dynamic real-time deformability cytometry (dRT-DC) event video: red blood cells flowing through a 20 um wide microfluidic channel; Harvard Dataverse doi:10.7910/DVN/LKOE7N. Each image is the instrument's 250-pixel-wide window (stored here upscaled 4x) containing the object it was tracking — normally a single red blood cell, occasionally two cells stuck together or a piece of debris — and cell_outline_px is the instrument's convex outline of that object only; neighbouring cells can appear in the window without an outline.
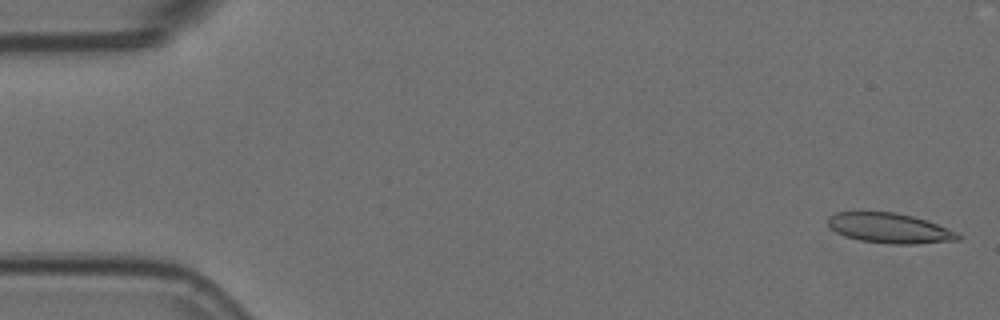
{"species": "Egyptian fruit bat (a non-hibernating species)", "species_latin": "Rousettus aegyptiacus", "temperature_condition": "room temperature", "stored_images_in_passage": 6, "camera_frame_rate_fps": 3000, "um_per_image_px": 0.085, "animal": {"sex": "female"}, "frame": {"image": 1, "passage_image": 1, "time_ms": 0.0, "image_size_px": [1000, 320], "cell_outline_px": [[960, 240], [912, 244], [892, 244], [860, 240], [844, 236], [836, 232], [828, 224], [828, 216], [836, 212], [896, 212], [928, 220], [960, 232]], "centroid_in_image_um": [75.66, 19.39], "position_along_channel_um": 9.3, "area_um2": 22.89}}